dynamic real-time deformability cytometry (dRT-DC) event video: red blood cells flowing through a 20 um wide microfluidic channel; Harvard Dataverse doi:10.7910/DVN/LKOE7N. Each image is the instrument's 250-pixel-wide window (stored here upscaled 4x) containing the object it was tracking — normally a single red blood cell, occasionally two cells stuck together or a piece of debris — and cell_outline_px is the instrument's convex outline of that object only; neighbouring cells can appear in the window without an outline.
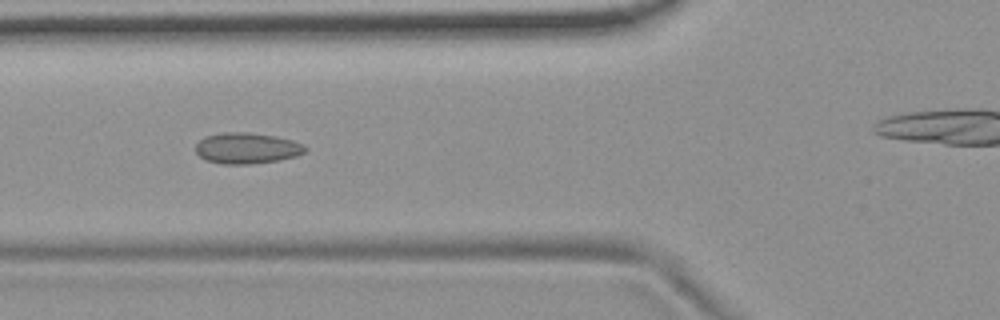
{"species": "common noctule bat (a hibernating species)", "species_latin": "Nyctalus noctula", "temperature_condition": "room temperature", "stored_images_in_passage": 4, "camera_frame_rate_fps": 3000, "um_per_image_px": 0.085, "animal": {"sex": "female", "body_mass_g": 19.9}, "frame": {"image": 1, "passage_image": 3, "time_ms": 2.333, "image_size_px": [1000, 320], "cell_outline_px": [[308, 148], [304, 152], [296, 156], [280, 160], [248, 164], [220, 164], [204, 160], [196, 152], [196, 144], [204, 136], [224, 132], [248, 132], [276, 136], [292, 140], [304, 144]], "centroid_in_image_um": [20.98, 12.59], "position_along_channel_um": 104.8, "area_um2": 19.94}}
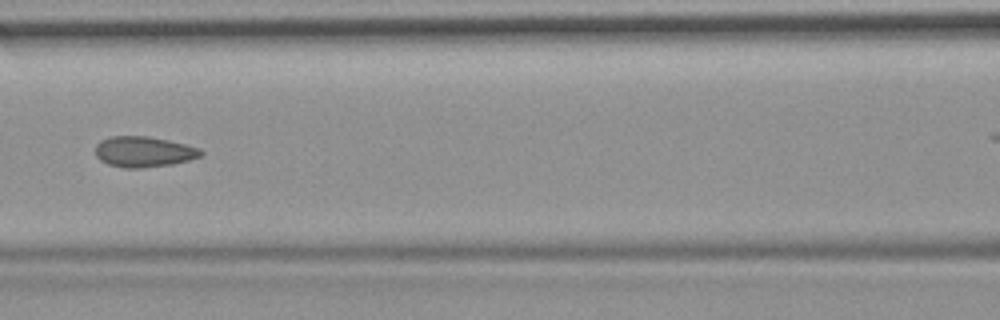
{"frame": {"image": 2, "passage_image": 4, "time_ms": 3.667, "image_size_px": [1000, 320], "cell_outline_px": [[204, 156], [172, 164], [144, 168], [124, 168], [108, 164], [100, 160], [96, 156], [96, 144], [100, 140], [112, 136], [148, 136], [168, 140], [200, 148], [204, 152]], "centroid_in_image_um": [12.23, 12.9], "position_along_channel_um": 154.4, "area_um2": 18.96}}